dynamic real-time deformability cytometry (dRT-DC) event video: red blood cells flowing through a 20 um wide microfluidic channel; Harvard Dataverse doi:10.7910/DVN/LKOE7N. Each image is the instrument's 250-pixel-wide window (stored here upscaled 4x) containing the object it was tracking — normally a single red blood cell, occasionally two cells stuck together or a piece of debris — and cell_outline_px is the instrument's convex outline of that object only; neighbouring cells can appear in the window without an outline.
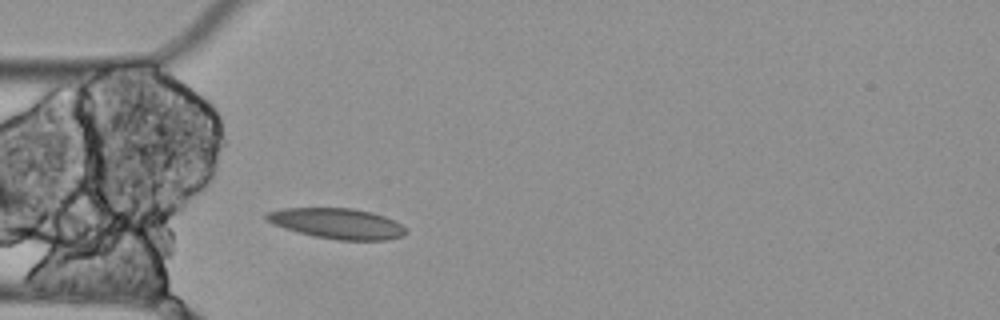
{"species": "Egyptian fruit bat (a non-hibernating species)", "species_latin": "Rousettus aegyptiacus", "temperature_condition": "cold", "stored_images_in_passage": 3, "camera_frame_rate_fps": 3000, "um_per_image_px": 0.085, "animal": {"sex": "female"}, "frame": {"image": 1, "passage_image": 3, "time_ms": 0.667, "image_size_px": [1000, 320], "cell_outline_px": [[408, 232], [404, 236], [384, 240], [336, 240], [312, 236], [296, 232], [272, 224], [264, 220], [264, 212], [280, 208], [352, 208], [372, 212], [384, 216], [408, 228]], "centroid_in_image_um": [28.61, 19.0], "position_along_channel_um": 56.4, "area_um2": 25.2}}